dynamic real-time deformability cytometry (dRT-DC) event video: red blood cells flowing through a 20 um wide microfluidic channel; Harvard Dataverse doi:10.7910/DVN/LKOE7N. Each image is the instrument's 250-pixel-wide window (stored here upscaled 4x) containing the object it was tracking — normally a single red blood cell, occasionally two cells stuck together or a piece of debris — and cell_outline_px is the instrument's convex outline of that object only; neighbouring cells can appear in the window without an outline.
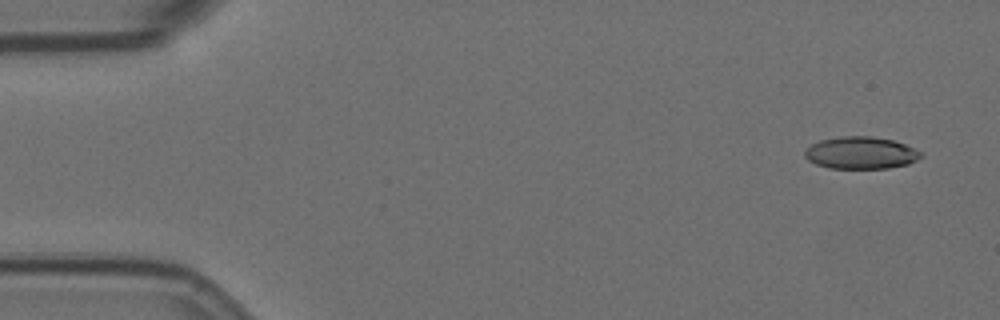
{"species": "Egyptian fruit bat (a non-hibernating species)", "species_latin": "Rousettus aegyptiacus", "temperature_condition": "room temperature", "stored_images_in_passage": 11, "camera_frame_rate_fps": 3000, "um_per_image_px": 0.085, "animal": {"sex": "female"}, "frame": {"image": 1, "passage_image": 3, "time_ms": 0.667, "image_size_px": [1000, 320], "cell_outline_px": [[924, 156], [908, 164], [888, 168], [828, 168], [816, 164], [808, 160], [804, 156], [804, 152], [812, 144], [820, 140], [840, 136], [872, 136], [892, 140], [904, 144], [924, 152]], "centroid_in_image_um": [73.19, 12.99], "position_along_channel_um": 11.8, "area_um2": 21.85}}